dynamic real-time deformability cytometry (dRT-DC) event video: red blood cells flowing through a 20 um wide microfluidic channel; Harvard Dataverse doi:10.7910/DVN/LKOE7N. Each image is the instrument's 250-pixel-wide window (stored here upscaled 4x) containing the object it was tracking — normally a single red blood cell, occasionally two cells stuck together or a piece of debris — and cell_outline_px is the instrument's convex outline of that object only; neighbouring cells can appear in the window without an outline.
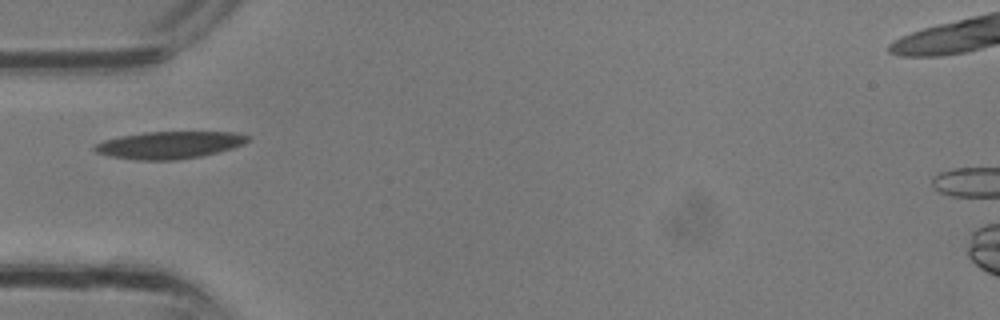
{"species": "common noctule bat (a hibernating species)", "species_latin": "Nyctalus noctula", "temperature_condition": "room temperature", "stored_images_in_passage": 1, "camera_frame_rate_fps": 3000, "um_per_image_px": 0.085, "animal": {"sex": "male", "body_mass_g": 13.3}, "frame": {"image": 1, "passage_image": 1, "time_ms": 0.0, "image_size_px": [1000, 320], "cell_outline_px": [[252, 140], [244, 144], [232, 148], [200, 156], [176, 160], [136, 160], [112, 156], [96, 152], [92, 148], [96, 144], [104, 140], [120, 136], [144, 132], [236, 132], [252, 136]], "centroid_in_image_um": [14.44, 12.31], "position_along_channel_um": 70.6, "area_um2": 24.33}}